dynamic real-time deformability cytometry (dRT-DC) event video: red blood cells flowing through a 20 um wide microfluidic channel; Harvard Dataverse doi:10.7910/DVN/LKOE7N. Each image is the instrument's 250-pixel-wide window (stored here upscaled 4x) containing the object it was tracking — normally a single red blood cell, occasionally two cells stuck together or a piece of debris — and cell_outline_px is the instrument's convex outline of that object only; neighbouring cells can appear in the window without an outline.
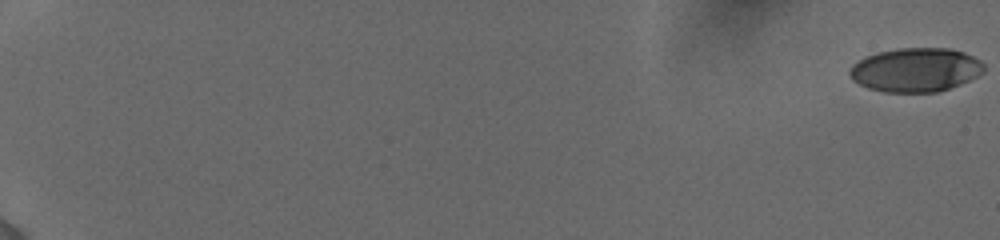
{"species": "human", "species_latin": "Homo sapiens", "temperature_condition": "cold", "stored_images_in_passage": 52, "camera_frame_rate_fps": 3000, "um_per_image_px": 0.085, "donor": {"sex": "female"}, "frame": {"image": 1, "passage_image": 1, "time_ms": 0.0, "image_size_px": [1000, 240], "cell_outline_px": [[984, 72], [960, 84], [936, 92], [884, 92], [868, 88], [852, 80], [848, 76], [848, 72], [852, 64], [876, 52], [896, 48], [948, 48], [964, 52], [980, 60], [984, 64]], "centroid_in_image_um": [77.8, 5.93], "position_along_channel_um": 7.2, "area_um2": 34.39}}
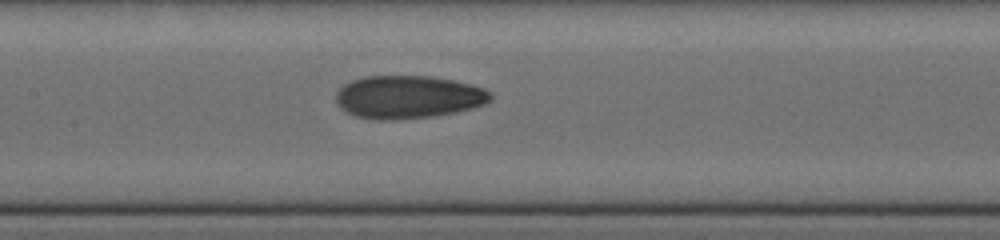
{"frame": {"image": 2, "passage_image": 28, "time_ms": 10.333, "image_size_px": [1000, 240], "cell_outline_px": [[492, 100], [484, 104], [472, 108], [456, 112], [432, 116], [392, 120], [380, 120], [356, 116], [344, 112], [336, 104], [336, 92], [344, 84], [352, 80], [364, 76], [432, 76], [472, 84], [484, 88], [492, 92]], "centroid_in_image_um": [34.69, 8.24], "position_along_channel_um": 172.7, "area_um2": 38.96}}
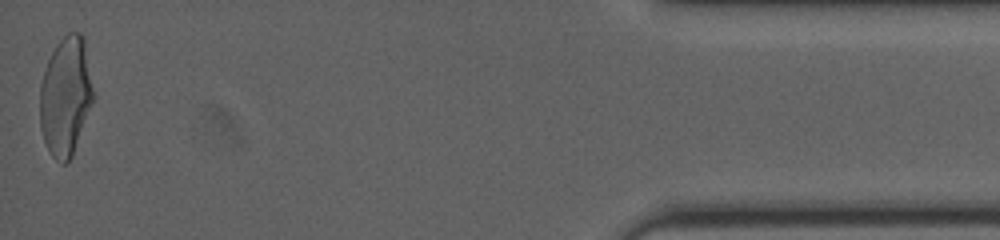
{"frame": {"image": 3, "passage_image": 52, "time_ms": 18.667, "image_size_px": [1000, 240], "cell_outline_px": [[96, 96], [72, 156], [64, 164], [60, 164], [52, 156], [44, 140], [40, 128], [40, 84], [48, 60], [56, 44], [68, 32], [80, 32], [84, 36]], "centroid_in_image_um": [5.62, 8.16], "position_along_channel_um": 429.6, "area_um2": 37.57}, "authors_computed_cell_mechanics": {"area_um2": 36.703, "velocity_mm_per_s": 3.8882, "shape_relaxation_time_tau1_ms": null, "shape_relaxation_time_tau2_ms": 1.7701, "deformation_change_tau1": null, "deformation_change_tau2": 0.0824}}